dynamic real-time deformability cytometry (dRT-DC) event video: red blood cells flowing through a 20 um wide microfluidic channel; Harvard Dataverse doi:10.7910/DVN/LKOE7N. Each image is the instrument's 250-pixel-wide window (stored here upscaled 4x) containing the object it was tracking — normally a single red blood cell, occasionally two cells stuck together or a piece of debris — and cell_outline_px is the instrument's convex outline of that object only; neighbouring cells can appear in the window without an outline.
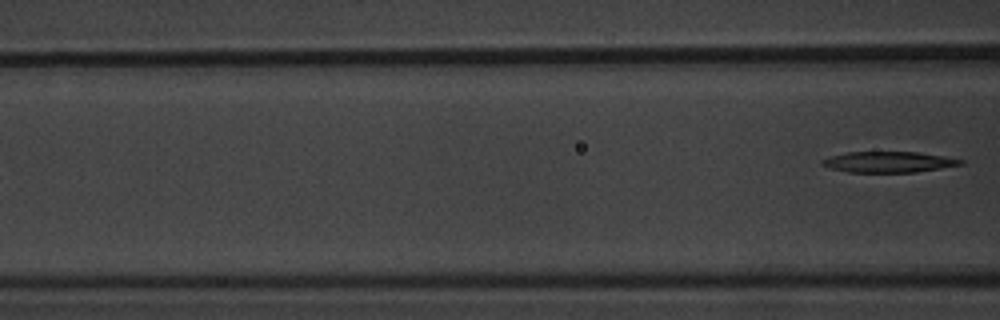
{"species": "common noctule bat (a hibernating species)", "species_latin": "Nyctalus noctula", "temperature_condition": "warm", "stored_images_in_passage": 7, "camera_frame_rate_fps": 3000, "um_per_image_px": 0.085, "animal": {"sex": "male", "body_mass_g": 20.1, "forearm_length_mm": 53.5}, "frame": {"image": 1, "passage_image": 7, "time_ms": 7.667, "image_size_px": [1000, 320], "cell_outline_px": [[964, 164], [916, 172], [848, 172], [832, 168], [820, 164], [820, 160], [828, 156], [848, 152], [916, 152], [964, 160]], "centroid_in_image_um": [75.47, 13.77], "position_along_channel_um": 91.1, "area_um2": 16.65}}